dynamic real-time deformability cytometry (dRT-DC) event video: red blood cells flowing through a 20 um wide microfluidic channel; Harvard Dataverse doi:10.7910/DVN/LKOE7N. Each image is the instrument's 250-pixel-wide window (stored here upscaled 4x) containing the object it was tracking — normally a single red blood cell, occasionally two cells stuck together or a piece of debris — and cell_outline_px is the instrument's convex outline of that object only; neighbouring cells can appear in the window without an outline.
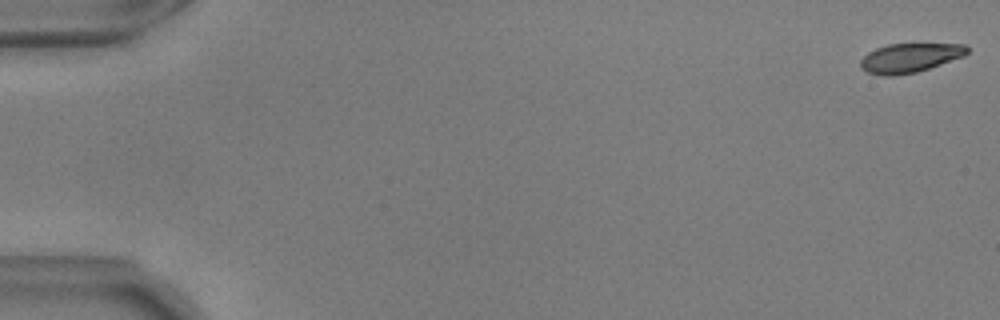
{"species": "common noctule bat (a hibernating species)", "species_latin": "Nyctalus noctula", "temperature_condition": "warm", "stored_images_in_passage": 53, "camera_frame_rate_fps": 3000, "um_per_image_px": 0.085, "animal": {"sex": "male", "body_mass_g": 17.9, "forearm_length_mm": 54.2}, "frame": {"image": 1, "passage_image": 1, "time_ms": 0.0, "image_size_px": [1000, 320], "cell_outline_px": [[968, 52], [964, 56], [916, 72], [892, 76], [884, 76], [868, 72], [860, 68], [860, 60], [868, 52], [876, 48], [888, 44], [964, 44], [968, 48]], "centroid_in_image_um": [77.3, 4.91], "position_along_channel_um": 7.7, "area_um2": 17.98}}
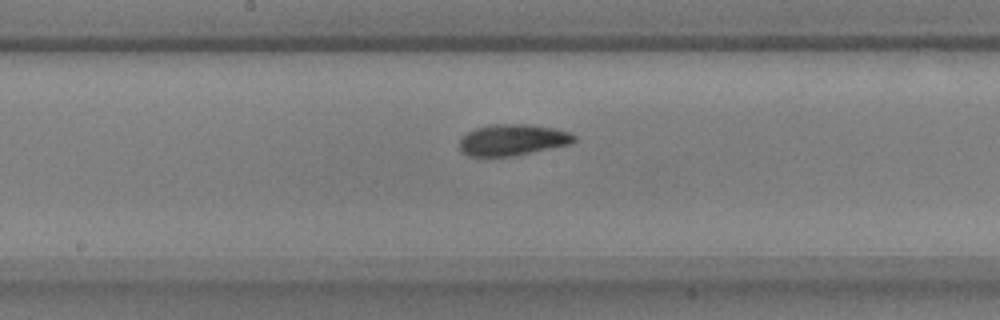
{"frame": {"image": 2, "passage_image": 30, "time_ms": 9.667, "image_size_px": [1000, 320], "cell_outline_px": [[576, 140], [572, 144], [516, 156], [468, 156], [460, 152], [460, 140], [468, 132], [476, 128], [492, 124], [528, 124], [552, 128], [568, 132], [576, 136]], "centroid_in_image_um": [43.58, 11.9], "position_along_channel_um": 204.6, "area_um2": 20.98}}
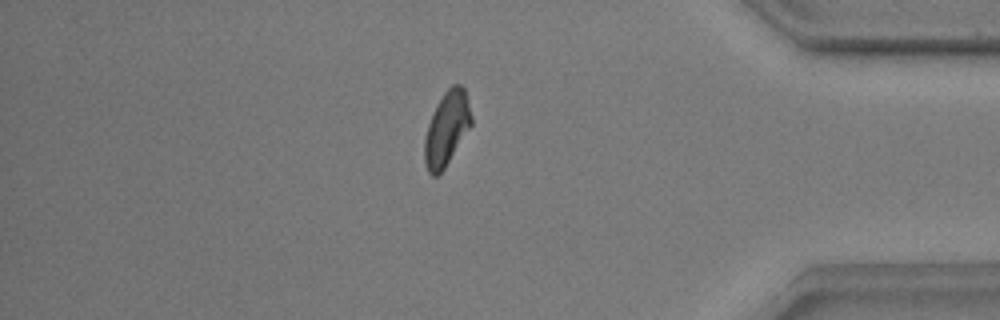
{"frame": {"image": 3, "passage_image": 48, "time_ms": 15.667, "image_size_px": [1000, 320], "cell_outline_px": [[472, 124], [444, 168], [436, 176], [432, 176], [428, 172], [424, 160], [424, 140], [428, 124], [436, 104], [444, 92], [452, 84], [460, 84], [464, 88], [472, 116]], "centroid_in_image_um": [37.96, 10.91], "position_along_channel_um": 397.2, "area_um2": 20.0}, "authors_computed_cell_mechanics": {"area_um2": 19.9988, "velocity_mm_per_s": 3.6658, "shape_relaxation_time_tau1_ms": 4.7192, "shape_relaxation_time_tau2_ms": 2.8927, "deformation_change_tau1": 0.148, "deformation_change_tau2": 0.0822}}